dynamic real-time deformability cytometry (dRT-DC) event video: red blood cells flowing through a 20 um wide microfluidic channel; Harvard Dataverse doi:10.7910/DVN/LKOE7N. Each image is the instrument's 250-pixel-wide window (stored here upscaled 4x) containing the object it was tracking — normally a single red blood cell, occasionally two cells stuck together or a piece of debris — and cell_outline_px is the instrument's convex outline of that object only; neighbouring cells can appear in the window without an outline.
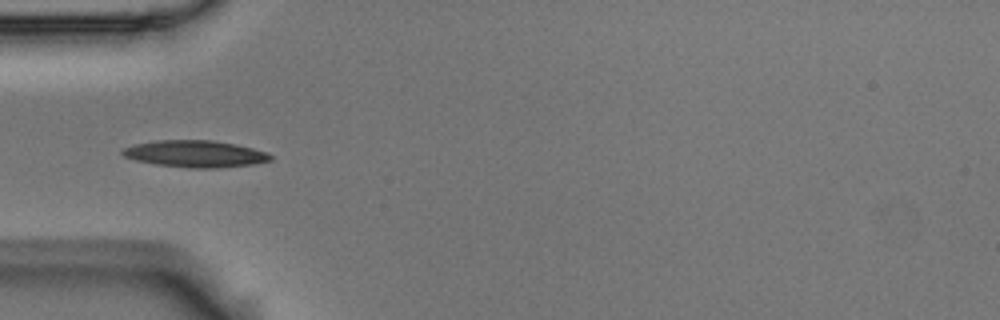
{"species": "Egyptian fruit bat (a non-hibernating species)", "species_latin": "Rousettus aegyptiacus", "temperature_condition": "room temperature", "stored_images_in_passage": 7, "camera_frame_rate_fps": 3000, "um_per_image_px": 0.085, "animal": {"sex": "male"}, "frame": {"image": 1, "passage_image": 5, "time_ms": 1.333, "image_size_px": [1000, 320], "cell_outline_px": [[272, 160], [252, 164], [216, 168], [192, 168], [156, 164], [136, 160], [124, 156], [120, 152], [124, 148], [136, 144], [156, 140], [212, 140], [252, 148], [264, 152], [272, 156]], "centroid_in_image_um": [16.57, 13.07], "position_along_channel_um": 68.4, "area_um2": 22.77}}
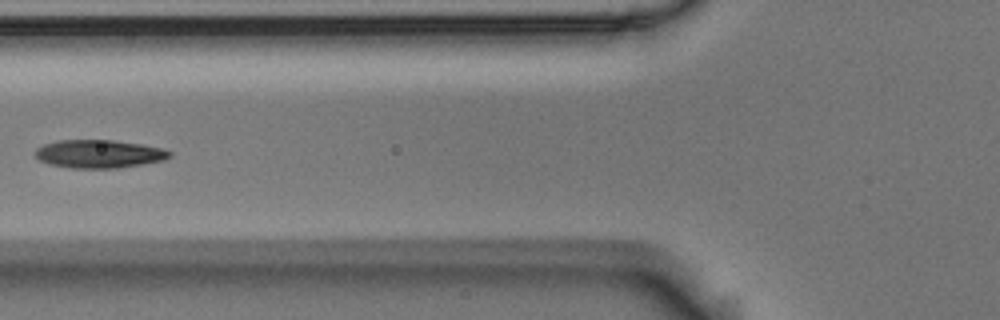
{"frame": {"image": 2, "passage_image": 6, "time_ms": 1.667, "image_size_px": [1000, 320], "cell_outline_px": [[172, 156], [164, 160], [116, 168], [72, 168], [48, 164], [40, 160], [32, 152], [36, 148], [44, 144], [56, 140], [112, 140], [140, 144], [164, 148], [172, 152]], "centroid_in_image_um": [8.39, 13.07], "position_along_channel_um": 117.4, "area_um2": 22.14}}
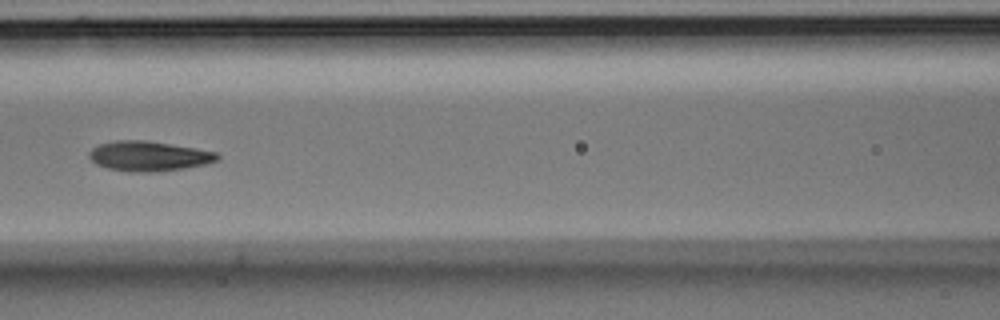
{"frame": {"image": 3, "passage_image": 7, "time_ms": 2.0, "image_size_px": [1000, 320], "cell_outline_px": [[220, 156], [216, 160], [208, 164], [184, 168], [152, 172], [128, 172], [108, 168], [96, 164], [88, 156], [88, 152], [92, 148], [100, 144], [116, 140], [144, 140], [196, 148], [216, 152]], "centroid_in_image_um": [12.63, 13.27], "position_along_channel_um": 154.0, "area_um2": 22.31}}